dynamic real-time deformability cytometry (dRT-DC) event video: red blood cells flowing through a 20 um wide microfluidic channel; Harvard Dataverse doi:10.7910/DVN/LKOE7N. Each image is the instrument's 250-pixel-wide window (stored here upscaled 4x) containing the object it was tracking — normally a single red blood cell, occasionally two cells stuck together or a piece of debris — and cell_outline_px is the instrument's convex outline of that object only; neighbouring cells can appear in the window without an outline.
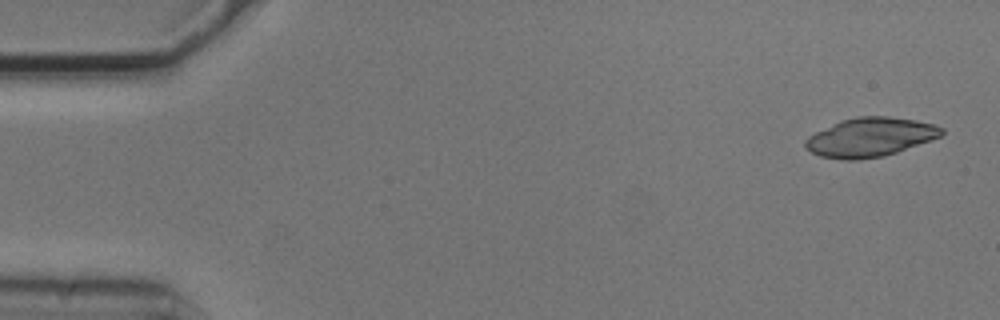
{"species": "common noctule bat (a hibernating species)", "species_latin": "Nyctalus noctula", "temperature_condition": "cold", "stored_images_in_passage": 6, "camera_frame_rate_fps": 3000, "um_per_image_px": 0.085, "animal": {"sex": "male", "body_mass_g": 20.5, "forearm_length_mm": 52.5}, "frame": {"image": 1, "passage_image": 1, "time_ms": 0.0, "image_size_px": [1000, 320], "cell_outline_px": [[944, 132], [940, 136], [896, 152], [884, 156], [860, 160], [840, 160], [820, 156], [804, 148], [804, 140], [808, 136], [840, 120], [856, 116], [888, 116], [916, 120], [932, 124], [944, 128]], "centroid_in_image_um": [73.92, 11.66], "position_along_channel_um": 11.1, "area_um2": 30.98}}